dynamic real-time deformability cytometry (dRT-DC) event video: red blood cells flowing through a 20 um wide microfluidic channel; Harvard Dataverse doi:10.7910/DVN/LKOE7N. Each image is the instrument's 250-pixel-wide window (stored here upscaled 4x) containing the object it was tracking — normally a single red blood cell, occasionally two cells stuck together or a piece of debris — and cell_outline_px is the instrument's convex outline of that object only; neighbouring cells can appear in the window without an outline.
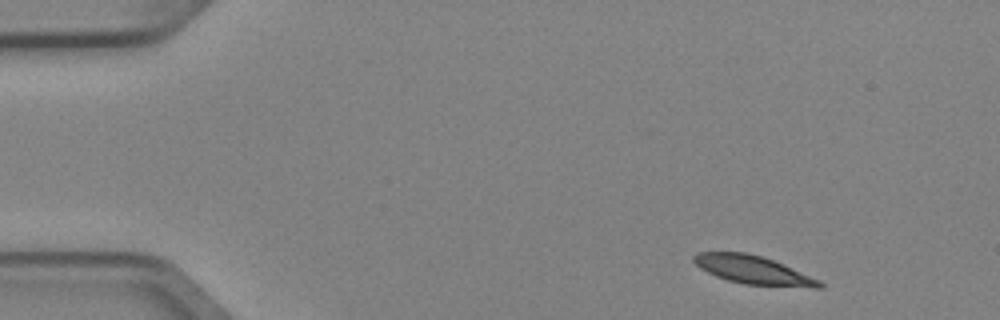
{"species": "Egyptian fruit bat (a non-hibernating species)", "species_latin": "Rousettus aegyptiacus", "temperature_condition": "cold", "stored_images_in_passage": 6, "camera_frame_rate_fps": 3000, "um_per_image_px": 0.085, "animal": {"sex": "female"}, "frame": {"image": 1, "passage_image": 1, "time_ms": 0.0, "image_size_px": [1000, 320], "cell_outline_px": [[824, 288], [812, 288], [744, 284], [728, 280], [716, 276], [700, 268], [692, 260], [692, 256], [696, 252], [744, 252], [760, 256], [772, 260], [820, 280], [824, 284]], "centroid_in_image_um": [64.01, 22.96], "position_along_channel_um": 21.0, "area_um2": 20.63}}
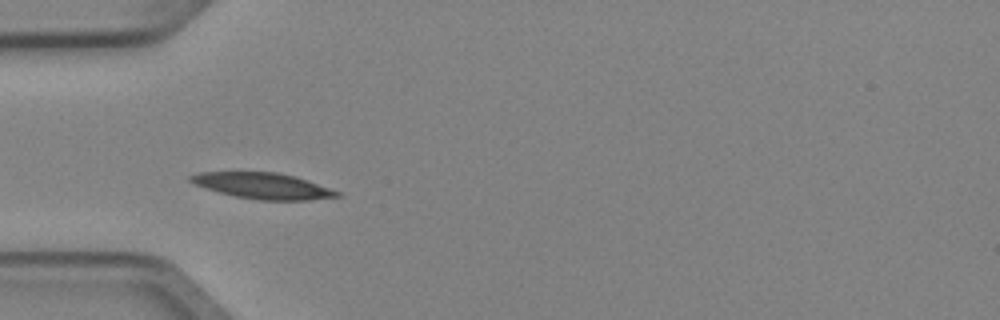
{"frame": {"image": 2, "passage_image": 4, "time_ms": 1.0, "image_size_px": [1000, 320], "cell_outline_px": [[344, 196], [308, 200], [256, 200], [236, 196], [204, 188], [188, 180], [188, 176], [196, 172], [276, 172], [296, 176], [308, 180], [340, 192]], "centroid_in_image_um": [22.35, 15.79], "position_along_channel_um": 62.6, "area_um2": 22.25}}
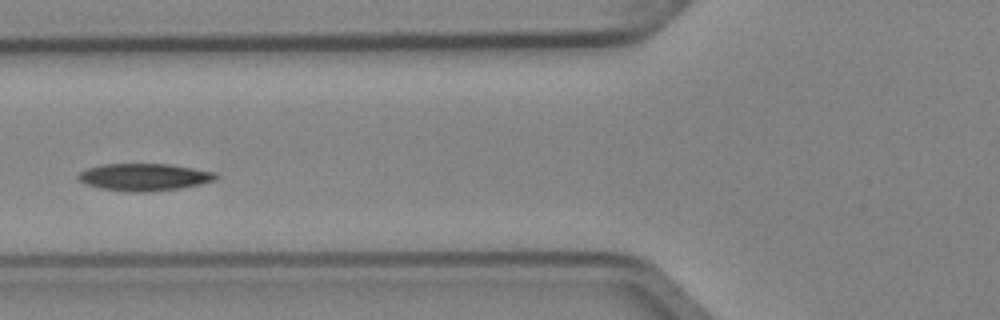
{"frame": {"image": 3, "passage_image": 5, "time_ms": 1.333, "image_size_px": [1000, 320], "cell_outline_px": [[220, 176], [216, 180], [200, 184], [180, 188], [152, 192], [132, 192], [100, 188], [88, 184], [80, 180], [76, 176], [80, 172], [88, 168], [100, 164], [168, 164], [216, 172]], "centroid_in_image_um": [12.29, 15.05], "position_along_channel_um": 113.5, "area_um2": 21.85}}